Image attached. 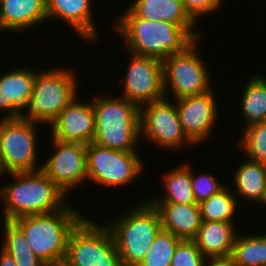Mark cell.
<instances>
[{
  "label": "cell",
  "mask_w": 266,
  "mask_h": 266,
  "mask_svg": "<svg viewBox=\"0 0 266 266\" xmlns=\"http://www.w3.org/2000/svg\"><path fill=\"white\" fill-rule=\"evenodd\" d=\"M125 8L124 13L119 12L112 28L121 37L127 52L163 61L172 54L183 52L196 39L204 37L201 35L203 30H197L196 27L143 20L128 7Z\"/></svg>",
  "instance_id": "6da1fadb"
},
{
  "label": "cell",
  "mask_w": 266,
  "mask_h": 266,
  "mask_svg": "<svg viewBox=\"0 0 266 266\" xmlns=\"http://www.w3.org/2000/svg\"><path fill=\"white\" fill-rule=\"evenodd\" d=\"M8 175L12 181L0 187L1 220L54 212L69 202V197L41 170L7 173L0 175V180Z\"/></svg>",
  "instance_id": "7a4b0ae2"
},
{
  "label": "cell",
  "mask_w": 266,
  "mask_h": 266,
  "mask_svg": "<svg viewBox=\"0 0 266 266\" xmlns=\"http://www.w3.org/2000/svg\"><path fill=\"white\" fill-rule=\"evenodd\" d=\"M72 202L54 212L25 215L12 220L35 255L45 264L65 261L69 236L85 217Z\"/></svg>",
  "instance_id": "3957f363"
},
{
  "label": "cell",
  "mask_w": 266,
  "mask_h": 266,
  "mask_svg": "<svg viewBox=\"0 0 266 266\" xmlns=\"http://www.w3.org/2000/svg\"><path fill=\"white\" fill-rule=\"evenodd\" d=\"M147 197L104 222L110 229L123 266H138L162 230L157 209Z\"/></svg>",
  "instance_id": "277c9868"
},
{
  "label": "cell",
  "mask_w": 266,
  "mask_h": 266,
  "mask_svg": "<svg viewBox=\"0 0 266 266\" xmlns=\"http://www.w3.org/2000/svg\"><path fill=\"white\" fill-rule=\"evenodd\" d=\"M111 95L92 97L95 111L93 142L111 149L138 151L141 140L139 108L126 98Z\"/></svg>",
  "instance_id": "5b68a950"
},
{
  "label": "cell",
  "mask_w": 266,
  "mask_h": 266,
  "mask_svg": "<svg viewBox=\"0 0 266 266\" xmlns=\"http://www.w3.org/2000/svg\"><path fill=\"white\" fill-rule=\"evenodd\" d=\"M36 72L32 97L21 113L26 121L50 125L60 112L78 96L79 77L72 66H52ZM79 87V88H78Z\"/></svg>",
  "instance_id": "8992f818"
},
{
  "label": "cell",
  "mask_w": 266,
  "mask_h": 266,
  "mask_svg": "<svg viewBox=\"0 0 266 266\" xmlns=\"http://www.w3.org/2000/svg\"><path fill=\"white\" fill-rule=\"evenodd\" d=\"M200 39H196L183 52L172 54L162 61L165 98L177 100L201 95L213 88L210 68L198 53Z\"/></svg>",
  "instance_id": "52a82bcc"
},
{
  "label": "cell",
  "mask_w": 266,
  "mask_h": 266,
  "mask_svg": "<svg viewBox=\"0 0 266 266\" xmlns=\"http://www.w3.org/2000/svg\"><path fill=\"white\" fill-rule=\"evenodd\" d=\"M40 124L21 117L0 118V175L41 169L37 155Z\"/></svg>",
  "instance_id": "ba28073f"
},
{
  "label": "cell",
  "mask_w": 266,
  "mask_h": 266,
  "mask_svg": "<svg viewBox=\"0 0 266 266\" xmlns=\"http://www.w3.org/2000/svg\"><path fill=\"white\" fill-rule=\"evenodd\" d=\"M84 217L68 239L67 266H123L109 227Z\"/></svg>",
  "instance_id": "9c48e42d"
},
{
  "label": "cell",
  "mask_w": 266,
  "mask_h": 266,
  "mask_svg": "<svg viewBox=\"0 0 266 266\" xmlns=\"http://www.w3.org/2000/svg\"><path fill=\"white\" fill-rule=\"evenodd\" d=\"M140 154L139 151H121L94 142L87 144V183L91 180L93 185L109 189L131 186L147 169Z\"/></svg>",
  "instance_id": "30bf717a"
},
{
  "label": "cell",
  "mask_w": 266,
  "mask_h": 266,
  "mask_svg": "<svg viewBox=\"0 0 266 266\" xmlns=\"http://www.w3.org/2000/svg\"><path fill=\"white\" fill-rule=\"evenodd\" d=\"M139 122L140 139L145 138L155 148L176 152L181 148L195 147L182 130L174 100L163 98L143 105L139 108Z\"/></svg>",
  "instance_id": "8fae6325"
},
{
  "label": "cell",
  "mask_w": 266,
  "mask_h": 266,
  "mask_svg": "<svg viewBox=\"0 0 266 266\" xmlns=\"http://www.w3.org/2000/svg\"><path fill=\"white\" fill-rule=\"evenodd\" d=\"M50 156L41 162V171L67 196L87 183V144L60 142L51 136ZM52 154V155H51Z\"/></svg>",
  "instance_id": "7c38bea8"
},
{
  "label": "cell",
  "mask_w": 266,
  "mask_h": 266,
  "mask_svg": "<svg viewBox=\"0 0 266 266\" xmlns=\"http://www.w3.org/2000/svg\"><path fill=\"white\" fill-rule=\"evenodd\" d=\"M126 75L123 77L122 92L119 96L134 103L138 108L165 98L163 87L162 61L153 57L130 52Z\"/></svg>",
  "instance_id": "4fadbf2b"
},
{
  "label": "cell",
  "mask_w": 266,
  "mask_h": 266,
  "mask_svg": "<svg viewBox=\"0 0 266 266\" xmlns=\"http://www.w3.org/2000/svg\"><path fill=\"white\" fill-rule=\"evenodd\" d=\"M215 87L201 95L174 100L184 134L196 146L207 143L221 114ZM216 93V94H215ZM217 95V96H216ZM219 109V110H218ZM219 115V116H218Z\"/></svg>",
  "instance_id": "5bb4252c"
},
{
  "label": "cell",
  "mask_w": 266,
  "mask_h": 266,
  "mask_svg": "<svg viewBox=\"0 0 266 266\" xmlns=\"http://www.w3.org/2000/svg\"><path fill=\"white\" fill-rule=\"evenodd\" d=\"M84 102V103H83ZM49 133L60 142L89 144L95 137V111L92 100L77 96L49 125Z\"/></svg>",
  "instance_id": "9a60e30c"
},
{
  "label": "cell",
  "mask_w": 266,
  "mask_h": 266,
  "mask_svg": "<svg viewBox=\"0 0 266 266\" xmlns=\"http://www.w3.org/2000/svg\"><path fill=\"white\" fill-rule=\"evenodd\" d=\"M94 0H46L48 24L66 23L77 37L90 43L100 40L97 25L94 22ZM56 19V20H55ZM49 20H51L49 22ZM90 41V42H89Z\"/></svg>",
  "instance_id": "2e32d148"
},
{
  "label": "cell",
  "mask_w": 266,
  "mask_h": 266,
  "mask_svg": "<svg viewBox=\"0 0 266 266\" xmlns=\"http://www.w3.org/2000/svg\"><path fill=\"white\" fill-rule=\"evenodd\" d=\"M14 68V69H13ZM0 75V111L4 119L20 118L32 97L37 68L14 67ZM5 112V113H4Z\"/></svg>",
  "instance_id": "e0dca14e"
},
{
  "label": "cell",
  "mask_w": 266,
  "mask_h": 266,
  "mask_svg": "<svg viewBox=\"0 0 266 266\" xmlns=\"http://www.w3.org/2000/svg\"><path fill=\"white\" fill-rule=\"evenodd\" d=\"M44 23H48L46 0H1L0 25L4 33L23 34Z\"/></svg>",
  "instance_id": "ac0fdd59"
},
{
  "label": "cell",
  "mask_w": 266,
  "mask_h": 266,
  "mask_svg": "<svg viewBox=\"0 0 266 266\" xmlns=\"http://www.w3.org/2000/svg\"><path fill=\"white\" fill-rule=\"evenodd\" d=\"M150 203L160 215L162 230L172 233L181 240H193L196 237L202 223L198 203Z\"/></svg>",
  "instance_id": "d6986e66"
},
{
  "label": "cell",
  "mask_w": 266,
  "mask_h": 266,
  "mask_svg": "<svg viewBox=\"0 0 266 266\" xmlns=\"http://www.w3.org/2000/svg\"><path fill=\"white\" fill-rule=\"evenodd\" d=\"M236 225V222L202 221L193 241L204 257L229 256L238 234Z\"/></svg>",
  "instance_id": "ffe728a7"
},
{
  "label": "cell",
  "mask_w": 266,
  "mask_h": 266,
  "mask_svg": "<svg viewBox=\"0 0 266 266\" xmlns=\"http://www.w3.org/2000/svg\"><path fill=\"white\" fill-rule=\"evenodd\" d=\"M232 173L231 189L237 200L260 205L266 187V164L247 158Z\"/></svg>",
  "instance_id": "44dd1931"
},
{
  "label": "cell",
  "mask_w": 266,
  "mask_h": 266,
  "mask_svg": "<svg viewBox=\"0 0 266 266\" xmlns=\"http://www.w3.org/2000/svg\"><path fill=\"white\" fill-rule=\"evenodd\" d=\"M127 7L147 21H165L181 27H197L199 24L186 12L182 0H132Z\"/></svg>",
  "instance_id": "7402d4cb"
},
{
  "label": "cell",
  "mask_w": 266,
  "mask_h": 266,
  "mask_svg": "<svg viewBox=\"0 0 266 266\" xmlns=\"http://www.w3.org/2000/svg\"><path fill=\"white\" fill-rule=\"evenodd\" d=\"M161 183L164 192L160 195L151 196L149 202H170L178 204L196 203L192 190L191 165L182 162L175 168L167 170L162 174Z\"/></svg>",
  "instance_id": "603a6c76"
},
{
  "label": "cell",
  "mask_w": 266,
  "mask_h": 266,
  "mask_svg": "<svg viewBox=\"0 0 266 266\" xmlns=\"http://www.w3.org/2000/svg\"><path fill=\"white\" fill-rule=\"evenodd\" d=\"M242 96L239 99L241 118L244 128L259 122L266 121V76L258 72L250 74L244 84Z\"/></svg>",
  "instance_id": "cb8c5ba5"
},
{
  "label": "cell",
  "mask_w": 266,
  "mask_h": 266,
  "mask_svg": "<svg viewBox=\"0 0 266 266\" xmlns=\"http://www.w3.org/2000/svg\"><path fill=\"white\" fill-rule=\"evenodd\" d=\"M230 186L232 183L228 185L227 182L222 190L199 203L202 221L237 222L235 216H238L242 203L237 200Z\"/></svg>",
  "instance_id": "d4e9b609"
},
{
  "label": "cell",
  "mask_w": 266,
  "mask_h": 266,
  "mask_svg": "<svg viewBox=\"0 0 266 266\" xmlns=\"http://www.w3.org/2000/svg\"><path fill=\"white\" fill-rule=\"evenodd\" d=\"M237 234L232 258L236 266H266V233Z\"/></svg>",
  "instance_id": "484cf974"
},
{
  "label": "cell",
  "mask_w": 266,
  "mask_h": 266,
  "mask_svg": "<svg viewBox=\"0 0 266 266\" xmlns=\"http://www.w3.org/2000/svg\"><path fill=\"white\" fill-rule=\"evenodd\" d=\"M1 223L3 224L2 231L4 234L1 233L3 239L0 248L11 255L18 266L45 265L35 255L22 231L12 221L3 220Z\"/></svg>",
  "instance_id": "4316f807"
},
{
  "label": "cell",
  "mask_w": 266,
  "mask_h": 266,
  "mask_svg": "<svg viewBox=\"0 0 266 266\" xmlns=\"http://www.w3.org/2000/svg\"><path fill=\"white\" fill-rule=\"evenodd\" d=\"M237 144L245 159L266 164V121L242 128Z\"/></svg>",
  "instance_id": "83f0119b"
},
{
  "label": "cell",
  "mask_w": 266,
  "mask_h": 266,
  "mask_svg": "<svg viewBox=\"0 0 266 266\" xmlns=\"http://www.w3.org/2000/svg\"><path fill=\"white\" fill-rule=\"evenodd\" d=\"M181 241L172 233L161 230L138 266H171L173 254Z\"/></svg>",
  "instance_id": "f1b7e54d"
},
{
  "label": "cell",
  "mask_w": 266,
  "mask_h": 266,
  "mask_svg": "<svg viewBox=\"0 0 266 266\" xmlns=\"http://www.w3.org/2000/svg\"><path fill=\"white\" fill-rule=\"evenodd\" d=\"M195 172L194 167L191 166L192 190L195 201L198 204L218 193L226 186V183H221L215 174L206 173V171H202L200 174Z\"/></svg>",
  "instance_id": "f546056e"
},
{
  "label": "cell",
  "mask_w": 266,
  "mask_h": 266,
  "mask_svg": "<svg viewBox=\"0 0 266 266\" xmlns=\"http://www.w3.org/2000/svg\"><path fill=\"white\" fill-rule=\"evenodd\" d=\"M205 259L193 240H182L173 254L171 266H204Z\"/></svg>",
  "instance_id": "4dcf8cb0"
},
{
  "label": "cell",
  "mask_w": 266,
  "mask_h": 266,
  "mask_svg": "<svg viewBox=\"0 0 266 266\" xmlns=\"http://www.w3.org/2000/svg\"><path fill=\"white\" fill-rule=\"evenodd\" d=\"M186 12L190 17L198 23L201 16L206 17L209 14H215V11H220L224 0H182ZM221 7V8H220Z\"/></svg>",
  "instance_id": "1f68e13d"
},
{
  "label": "cell",
  "mask_w": 266,
  "mask_h": 266,
  "mask_svg": "<svg viewBox=\"0 0 266 266\" xmlns=\"http://www.w3.org/2000/svg\"><path fill=\"white\" fill-rule=\"evenodd\" d=\"M204 266H236L231 255L206 257Z\"/></svg>",
  "instance_id": "d6a6232c"
},
{
  "label": "cell",
  "mask_w": 266,
  "mask_h": 266,
  "mask_svg": "<svg viewBox=\"0 0 266 266\" xmlns=\"http://www.w3.org/2000/svg\"><path fill=\"white\" fill-rule=\"evenodd\" d=\"M0 266H18L15 259L0 248Z\"/></svg>",
  "instance_id": "836d02e7"
},
{
  "label": "cell",
  "mask_w": 266,
  "mask_h": 266,
  "mask_svg": "<svg viewBox=\"0 0 266 266\" xmlns=\"http://www.w3.org/2000/svg\"><path fill=\"white\" fill-rule=\"evenodd\" d=\"M44 266H67L65 262H58L54 264H45Z\"/></svg>",
  "instance_id": "e575fe53"
},
{
  "label": "cell",
  "mask_w": 266,
  "mask_h": 266,
  "mask_svg": "<svg viewBox=\"0 0 266 266\" xmlns=\"http://www.w3.org/2000/svg\"><path fill=\"white\" fill-rule=\"evenodd\" d=\"M260 204H261V206L263 205V207L266 206V187H265V191H264V196H263L262 201L260 202Z\"/></svg>",
  "instance_id": "d590c367"
},
{
  "label": "cell",
  "mask_w": 266,
  "mask_h": 266,
  "mask_svg": "<svg viewBox=\"0 0 266 266\" xmlns=\"http://www.w3.org/2000/svg\"><path fill=\"white\" fill-rule=\"evenodd\" d=\"M0 33H1V34H4V37H5V33H4V31H3L2 27H1V25H0Z\"/></svg>",
  "instance_id": "8d00e7d4"
}]
</instances>
